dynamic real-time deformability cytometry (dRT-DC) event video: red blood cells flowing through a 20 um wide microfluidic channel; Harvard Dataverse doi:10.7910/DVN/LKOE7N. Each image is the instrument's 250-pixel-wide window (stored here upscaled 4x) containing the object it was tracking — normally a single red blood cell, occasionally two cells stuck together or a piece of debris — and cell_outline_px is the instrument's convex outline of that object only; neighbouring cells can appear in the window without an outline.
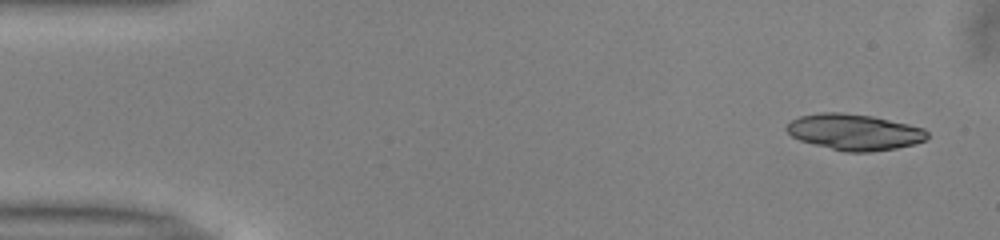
{"species": "common noctule bat (a hibernating species)", "species_latin": "Nyctalus noctula", "temperature_condition": "warm", "stored_images_in_passage": 49, "camera_frame_rate_fps": 3000, "um_per_image_px": 0.085, "animal": {"sex": "male", "body_mass_g": 13.0, "forearm_length_mm": 53.1}, "frame": {"image": 1, "passage_image": 1, "time_ms": 0.0, "image_size_px": [1000, 240], "cell_outline_px": [[928, 136], [924, 140], [912, 144], [896, 148], [872, 152], [844, 152], [800, 140], [792, 136], [784, 128], [792, 120], [800, 116], [820, 112], [844, 112], [872, 116], [908, 124], [924, 128], [928, 132]], "centroid_in_image_um": [72.61, 11.22], "position_along_channel_um": 12.4, "area_um2": 29.48}, "authors_computed_cell_mechanics": {"area_um2": 28.9578, "velocity_mm_per_s": 3.9928, "shape_relaxation_time_tau1_ms": 1.1202, "shape_relaxation_time_tau2_ms": 3.7704, "deformation_change_tau1": 0.2933, "deformation_change_tau2": 0.1358}}